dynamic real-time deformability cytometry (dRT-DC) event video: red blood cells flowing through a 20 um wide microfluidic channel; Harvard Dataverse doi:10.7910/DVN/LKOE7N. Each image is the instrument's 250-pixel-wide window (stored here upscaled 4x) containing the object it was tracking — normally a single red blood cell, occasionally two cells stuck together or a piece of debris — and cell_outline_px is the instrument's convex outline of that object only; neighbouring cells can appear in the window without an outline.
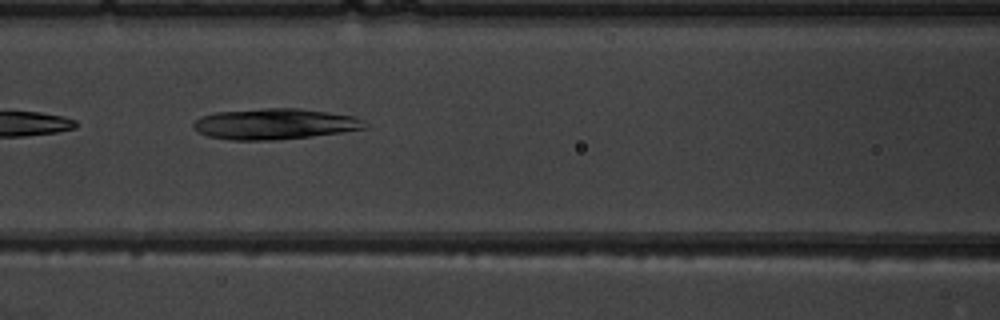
{"species": "common noctule bat (a hibernating species)", "species_latin": "Nyctalus noctula", "temperature_condition": "warm", "stored_images_in_passage": 5, "camera_frame_rate_fps": 3000, "um_per_image_px": 0.085, "animal": {"sex": "male", "body_mass_g": 19.5, "forearm_length_mm": 54.6}, "frame": {"image": 1, "passage_image": 3, "time_ms": 2.333, "image_size_px": [1000, 320], "cell_outline_px": [[368, 128], [312, 136], [272, 140], [228, 140], [208, 136], [192, 128], [192, 124], [200, 116], [216, 112], [264, 108], [300, 108], [356, 116], [364, 120], [368, 124]], "centroid_in_image_um": [23.37, 10.53], "position_along_channel_um": 143.2, "area_um2": 30.98}}
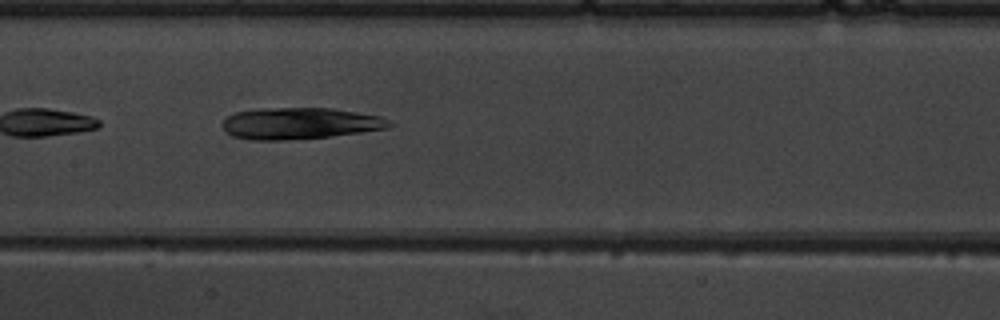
{"frame": {"image": 2, "passage_image": 4, "time_ms": 3.333, "image_size_px": [1000, 320], "cell_outline_px": [[392, 124], [388, 128], [332, 136], [280, 140], [248, 140], [232, 136], [224, 132], [220, 124], [228, 116], [236, 112], [256, 108], [332, 108], [380, 116], [388, 120]], "centroid_in_image_um": [25.41, 10.49], "position_along_channel_um": 182.0, "area_um2": 30.75}}
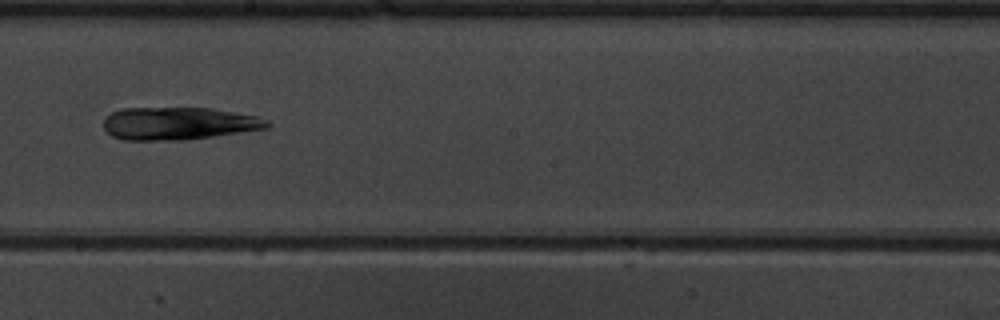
{"frame": {"image": 3, "passage_image": 5, "time_ms": 4.667, "image_size_px": [1000, 320], "cell_outline_px": [[272, 124], [268, 128], [188, 140], [124, 140], [112, 136], [104, 128], [104, 116], [120, 108], [212, 108], [260, 116], [268, 120]], "centroid_in_image_um": [15.21, 10.49], "position_along_channel_um": 233.0, "area_um2": 31.5}}